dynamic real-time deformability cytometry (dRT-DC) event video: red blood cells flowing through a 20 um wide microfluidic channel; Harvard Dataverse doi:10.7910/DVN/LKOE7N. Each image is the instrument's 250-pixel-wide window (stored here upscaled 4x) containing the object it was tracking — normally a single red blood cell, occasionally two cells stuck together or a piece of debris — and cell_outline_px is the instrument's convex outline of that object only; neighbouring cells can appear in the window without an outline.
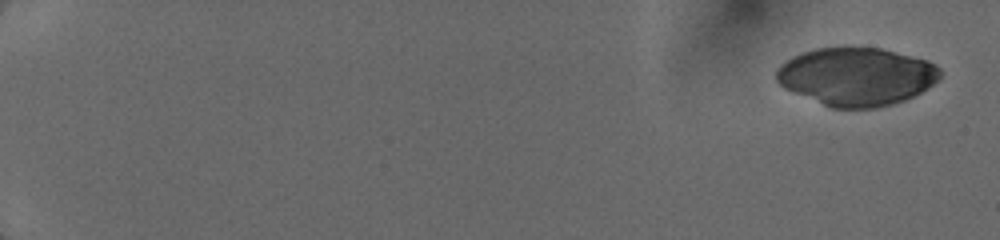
{"species": "human", "species_latin": "Homo sapiens", "temperature_condition": "cold", "stored_images_in_passage": 6, "camera_frame_rate_fps": 3000, "um_per_image_px": 0.085, "donor": {"sex": "female"}, "frame": {"image": 1, "passage_image": 1, "time_ms": 0.0, "image_size_px": [1000, 240], "cell_outline_px": [[940, 76], [928, 88], [904, 100], [892, 104], [876, 108], [828, 108], [792, 92], [784, 88], [776, 80], [776, 68], [780, 64], [792, 56], [816, 48], [880, 48], [928, 60], [936, 64], [940, 68]], "centroid_in_image_um": [72.76, 6.52], "position_along_channel_um": 12.2, "area_um2": 55.49}}
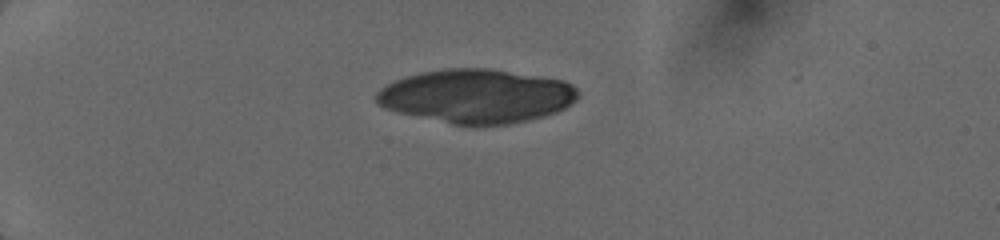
{"frame": {"image": 2, "passage_image": 5, "time_ms": 4.333, "image_size_px": [1000, 240], "cell_outline_px": [[580, 96], [572, 104], [556, 112], [544, 116], [508, 124], [452, 124], [396, 112], [384, 108], [376, 104], [376, 92], [380, 88], [404, 76], [420, 72], [448, 68], [488, 68], [564, 80], [572, 84], [580, 92]], "centroid_in_image_um": [40.5, 8.16], "position_along_channel_um": 44.5, "area_um2": 63.29}}